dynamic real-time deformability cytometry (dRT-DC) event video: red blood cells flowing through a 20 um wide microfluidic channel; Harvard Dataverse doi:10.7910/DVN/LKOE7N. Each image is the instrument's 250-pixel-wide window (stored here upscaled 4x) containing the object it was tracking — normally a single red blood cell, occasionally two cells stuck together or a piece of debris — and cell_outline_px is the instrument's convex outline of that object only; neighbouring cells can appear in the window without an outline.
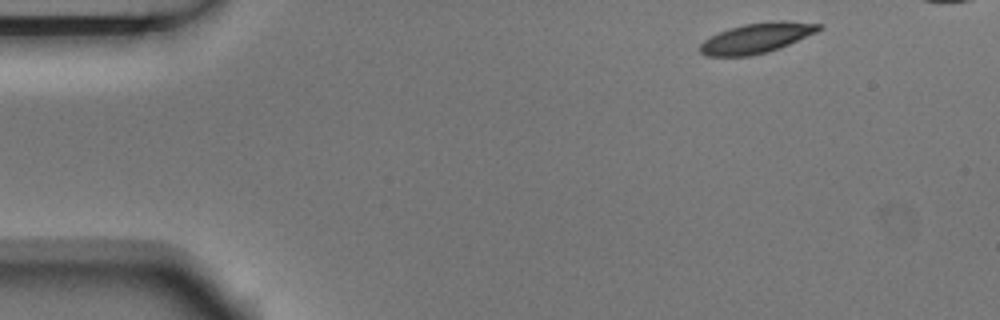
{"species": "Egyptian fruit bat (a non-hibernating species)", "species_latin": "Rousettus aegyptiacus", "temperature_condition": "room temperature", "stored_images_in_passage": 6, "camera_frame_rate_fps": 3000, "um_per_image_px": 0.085, "animal": {"sex": "male"}, "frame": {"image": 1, "passage_image": 1, "time_ms": 0.0, "image_size_px": [1000, 320], "cell_outline_px": [[824, 28], [816, 32], [780, 48], [768, 52], [752, 56], [708, 56], [700, 52], [700, 44], [704, 40], [728, 28], [744, 24], [772, 20], [784, 20], [824, 24]], "centroid_in_image_um": [64.36, 3.22], "position_along_channel_um": 20.6, "area_um2": 20.98}}
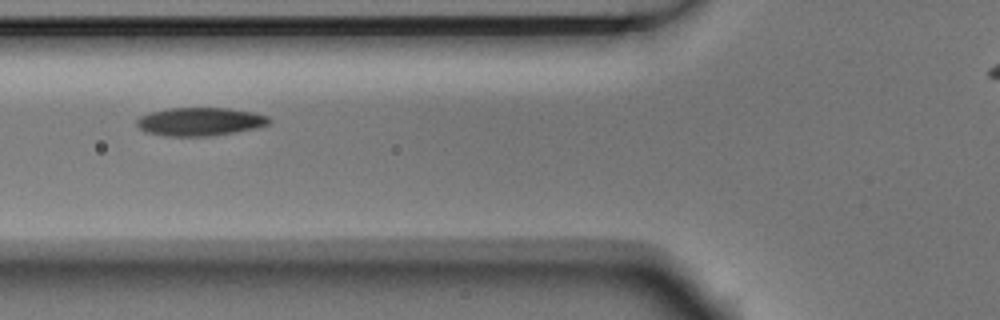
{"frame": {"image": 2, "passage_image": 5, "time_ms": 1.333, "image_size_px": [1000, 320], "cell_outline_px": [[272, 120], [268, 124], [256, 128], [236, 132], [212, 136], [164, 136], [144, 132], [136, 124], [136, 120], [140, 116], [148, 112], [168, 108], [228, 108], [252, 112], [268, 116]], "centroid_in_image_um": [16.97, 10.34], "position_along_channel_um": 108.8, "area_um2": 22.02}}
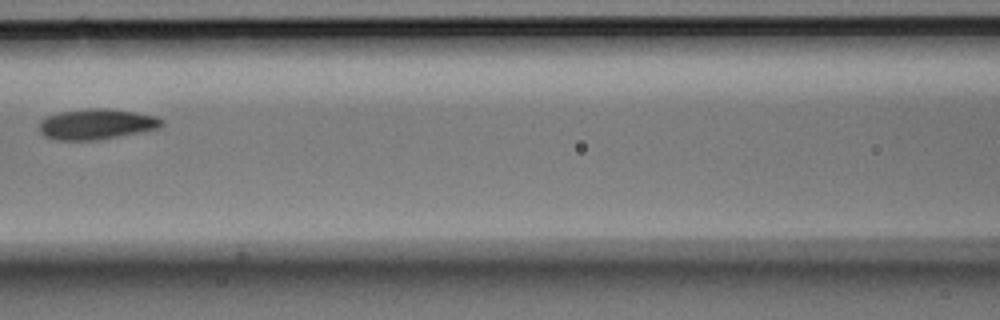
{"frame": {"image": 3, "passage_image": 6, "time_ms": 1.667, "image_size_px": [1000, 320], "cell_outline_px": [[164, 124], [160, 128], [140, 132], [96, 140], [56, 140], [44, 136], [40, 132], [40, 120], [48, 116], [60, 112], [88, 108], [104, 108], [136, 112], [156, 116], [164, 120]], "centroid_in_image_um": [8.22, 10.55], "position_along_channel_um": 158.4, "area_um2": 21.79}}